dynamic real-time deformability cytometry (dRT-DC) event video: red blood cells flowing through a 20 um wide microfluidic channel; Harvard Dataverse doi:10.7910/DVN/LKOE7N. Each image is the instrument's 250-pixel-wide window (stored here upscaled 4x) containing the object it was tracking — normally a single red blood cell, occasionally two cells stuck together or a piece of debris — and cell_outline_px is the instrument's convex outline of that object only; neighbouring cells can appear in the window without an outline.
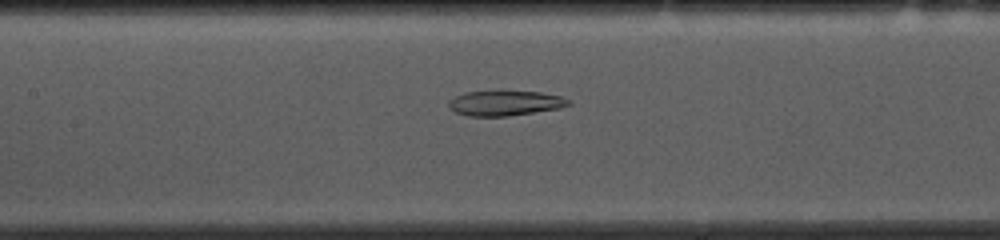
{"species": "common noctule bat (a hibernating species)", "species_latin": "Nyctalus noctula", "temperature_condition": "cold", "stored_images_in_passage": 52, "camera_frame_rate_fps": 3000, "um_per_image_px": 0.085, "animal": {"sex": "female", "body_mass_g": 10.0, "forearm_length_mm": 53.1}, "frame": {"image": 1, "passage_image": 22, "time_ms": 7.0, "image_size_px": [1000, 240], "cell_outline_px": [[572, 104], [560, 108], [508, 116], [468, 116], [456, 112], [448, 108], [448, 100], [464, 92], [496, 88], [500, 88], [540, 92], [560, 96], [568, 100]], "centroid_in_image_um": [42.88, 8.71], "position_along_channel_um": 164.5, "area_um2": 18.38}}
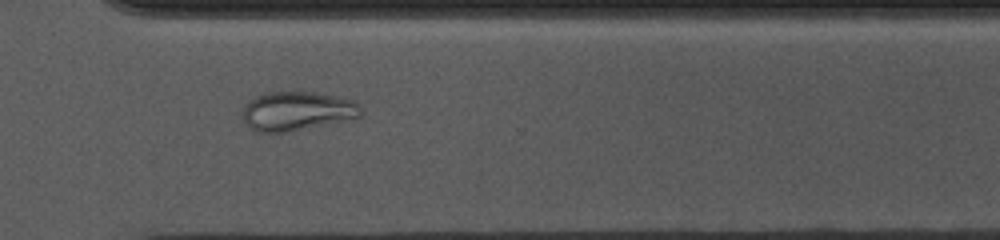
{"frame": {"image": 2, "passage_image": 37, "time_ms": 12.0, "image_size_px": [1000, 240], "cell_outline_px": [[360, 116], [284, 132], [256, 132], [248, 128], [244, 120], [244, 108], [248, 100], [256, 96], [268, 92], [312, 92], [336, 96], [352, 100], [360, 108]], "centroid_in_image_um": [25.16, 9.43], "position_along_channel_um": 345.4, "area_um2": 26.18}}
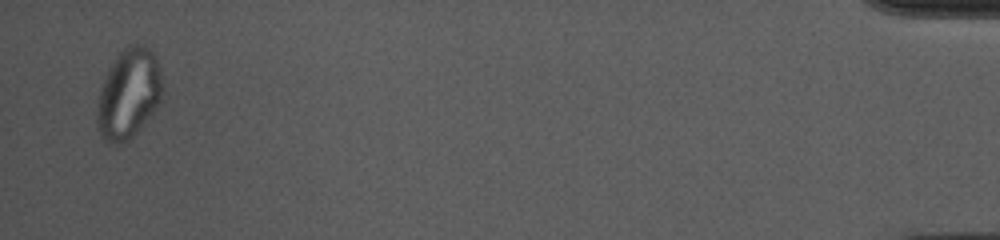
{"frame": {"image": 3, "passage_image": 51, "time_ms": 16.667, "image_size_px": [1000, 240], "cell_outline_px": [[164, 92], [156, 108], [140, 128], [128, 140], [120, 144], [116, 144], [100, 136], [96, 120], [96, 116], [100, 88], [104, 76], [116, 56], [128, 44], [144, 44], [156, 56], [164, 84]], "centroid_in_image_um": [10.95, 7.93], "position_along_channel_um": 424.2, "area_um2": 34.45}, "authors_computed_cell_mechanics": {"area_um2": 24.9985, "velocity_mm_per_s": 3.6316, "shape_relaxation_time_tau1_ms": null, "shape_relaxation_time_tau2_ms": 3.0291, "deformation_change_tau1": null, "deformation_change_tau2": 0.0825}}